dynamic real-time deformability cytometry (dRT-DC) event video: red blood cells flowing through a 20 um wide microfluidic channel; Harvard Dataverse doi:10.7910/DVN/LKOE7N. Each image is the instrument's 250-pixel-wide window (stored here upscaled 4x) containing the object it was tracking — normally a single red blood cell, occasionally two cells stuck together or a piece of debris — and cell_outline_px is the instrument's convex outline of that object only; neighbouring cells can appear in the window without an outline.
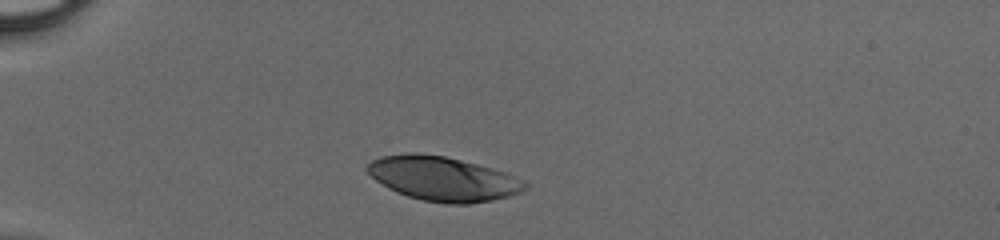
{"species": "human", "species_latin": "Homo sapiens", "temperature_condition": "cold", "stored_images_in_passage": 29, "camera_frame_rate_fps": 3000, "um_per_image_px": 0.085, "donor": {"sex": "male"}, "frame": {"image": 1, "passage_image": 1, "time_ms": 0.0, "image_size_px": [1000, 240], "cell_outline_px": [[528, 188], [520, 192], [508, 196], [492, 200], [468, 204], [448, 204], [424, 200], [408, 196], [396, 192], [388, 188], [376, 180], [364, 168], [372, 160], [380, 156], [412, 152], [416, 152], [444, 156], [492, 168], [504, 172], [524, 180], [528, 184]], "centroid_in_image_um": [37.64, 15.19], "position_along_channel_um": 47.4, "area_um2": 40.58}}
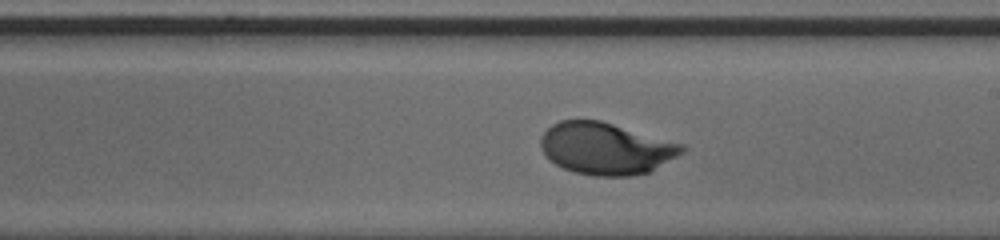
{"frame": {"image": 2, "passage_image": 17, "time_ms": 5.333, "image_size_px": [1000, 240], "cell_outline_px": [[688, 148], [684, 152], [652, 172], [632, 176], [592, 176], [576, 172], [564, 168], [556, 164], [540, 148], [540, 136], [552, 124], [560, 120], [600, 120], [684, 144]], "centroid_in_image_um": [51.54, 12.63], "position_along_channel_um": 237.5, "area_um2": 42.95}}
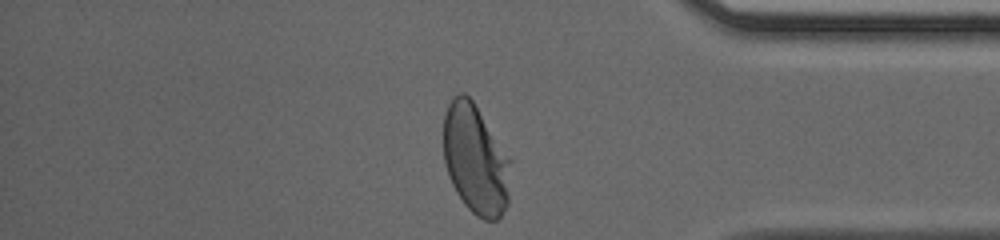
{"frame": {"image": 3, "passage_image": 29, "time_ms": 9.333, "image_size_px": [1000, 240], "cell_outline_px": [[512, 160], [508, 204], [500, 216], [496, 220], [484, 220], [476, 216], [464, 204], [456, 192], [448, 176], [444, 164], [444, 112], [448, 104], [460, 92], [464, 92], [472, 100]], "centroid_in_image_um": [40.43, 13.58], "position_along_channel_um": 394.8, "area_um2": 43.18}}